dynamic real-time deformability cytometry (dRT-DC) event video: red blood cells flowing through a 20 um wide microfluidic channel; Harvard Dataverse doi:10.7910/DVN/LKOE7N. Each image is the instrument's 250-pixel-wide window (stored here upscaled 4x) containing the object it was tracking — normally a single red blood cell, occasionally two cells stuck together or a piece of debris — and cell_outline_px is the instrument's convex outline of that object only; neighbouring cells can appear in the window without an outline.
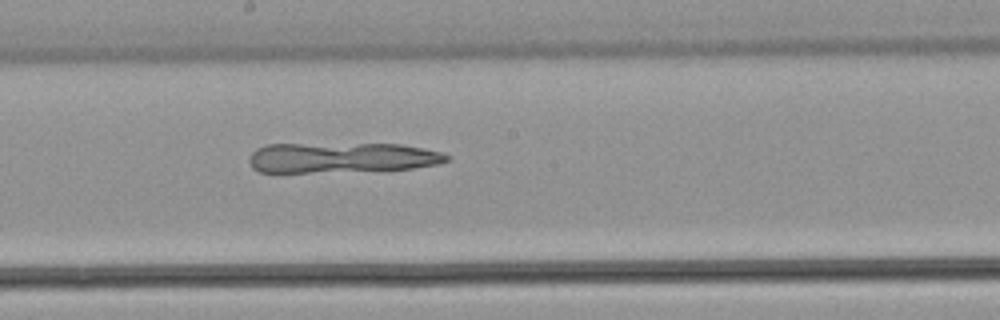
{"species": "common noctule bat (a hibernating species)", "species_latin": "Nyctalus noctula", "temperature_condition": "warm", "stored_images_in_passage": 51, "camera_frame_rate_fps": 3000, "um_per_image_px": 0.085, "animal": {"sex": "male", "body_mass_g": 21.5, "forearm_length_mm": 52.0}, "frame": {"image": 1, "passage_image": 28, "time_ms": 9.0, "image_size_px": [1000, 320], "cell_outline_px": [[452, 156], [448, 160], [436, 164], [412, 168], [308, 172], [260, 172], [252, 168], [248, 160], [248, 156], [256, 148], [268, 144], [400, 144], [424, 148], [440, 152]], "centroid_in_image_um": [28.99, 13.39], "position_along_channel_um": 219.2, "area_um2": 34.56}}